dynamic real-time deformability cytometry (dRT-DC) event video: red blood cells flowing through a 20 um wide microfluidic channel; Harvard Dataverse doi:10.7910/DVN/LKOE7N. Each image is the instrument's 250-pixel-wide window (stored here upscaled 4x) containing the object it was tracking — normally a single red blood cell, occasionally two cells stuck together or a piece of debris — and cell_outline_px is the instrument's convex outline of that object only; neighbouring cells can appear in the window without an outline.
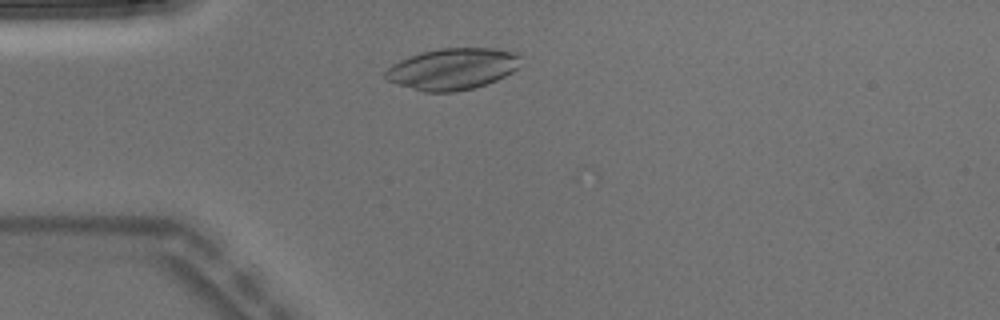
{"species": "Egyptian fruit bat (a non-hibernating species)", "species_latin": "Rousettus aegyptiacus", "temperature_condition": "warm", "stored_images_in_passage": 3, "camera_frame_rate_fps": 3000, "um_per_image_px": 0.085, "animal": {"sex": "male"}, "frame": {"image": 1, "passage_image": 2, "time_ms": 0.333, "image_size_px": [1000, 320], "cell_outline_px": [[524, 56], [516, 68], [512, 72], [496, 80], [472, 88], [452, 92], [424, 92], [396, 84], [384, 80], [384, 72], [392, 64], [400, 60], [424, 52], [440, 48], [492, 48], [520, 52]], "centroid_in_image_um": [38.48, 5.85], "position_along_channel_um": 46.5, "area_um2": 32.77}}